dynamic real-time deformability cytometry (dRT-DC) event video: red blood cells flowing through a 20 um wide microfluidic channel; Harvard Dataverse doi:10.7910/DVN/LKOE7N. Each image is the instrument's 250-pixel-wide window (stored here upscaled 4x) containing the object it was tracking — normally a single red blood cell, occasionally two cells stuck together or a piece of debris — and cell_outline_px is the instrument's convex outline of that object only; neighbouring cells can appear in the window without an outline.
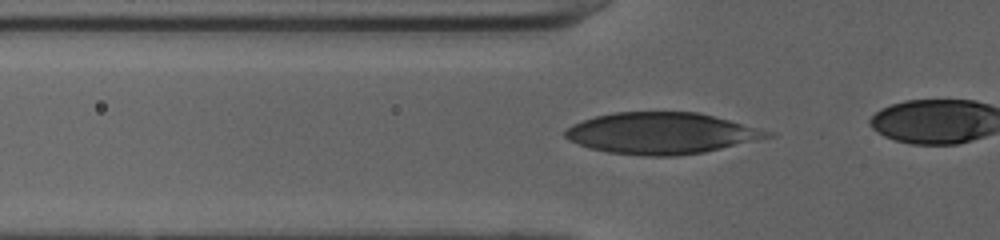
{"species": "human", "species_latin": "Homo sapiens", "temperature_condition": "cold", "stored_images_in_passage": 12, "camera_frame_rate_fps": 3000, "um_per_image_px": 0.085, "donor": {"sex": "female"}, "frame": {"image": 1, "passage_image": 6, "time_ms": 1.667, "image_size_px": [1000, 240], "cell_outline_px": [[776, 136], [704, 152], [676, 156], [644, 156], [608, 152], [592, 148], [568, 140], [564, 136], [564, 132], [572, 124], [596, 116], [612, 112], [696, 112], [776, 132]], "centroid_in_image_um": [56.24, 11.33], "position_along_channel_um": 69.6, "area_um2": 48.61}}
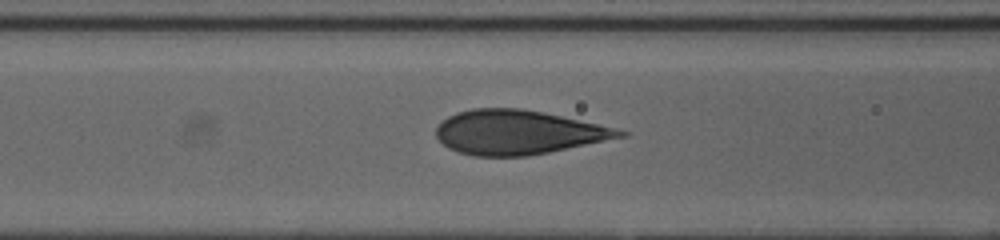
{"frame": {"image": 2, "passage_image": 10, "time_ms": 3.0, "image_size_px": [1000, 240], "cell_outline_px": [[628, 136], [528, 156], [472, 156], [456, 152], [448, 148], [436, 136], [436, 124], [448, 116], [456, 112], [472, 108], [520, 108], [544, 112], [596, 124], [628, 132]], "centroid_in_image_um": [43.96, 11.25], "position_along_channel_um": 122.6, "area_um2": 47.22}}